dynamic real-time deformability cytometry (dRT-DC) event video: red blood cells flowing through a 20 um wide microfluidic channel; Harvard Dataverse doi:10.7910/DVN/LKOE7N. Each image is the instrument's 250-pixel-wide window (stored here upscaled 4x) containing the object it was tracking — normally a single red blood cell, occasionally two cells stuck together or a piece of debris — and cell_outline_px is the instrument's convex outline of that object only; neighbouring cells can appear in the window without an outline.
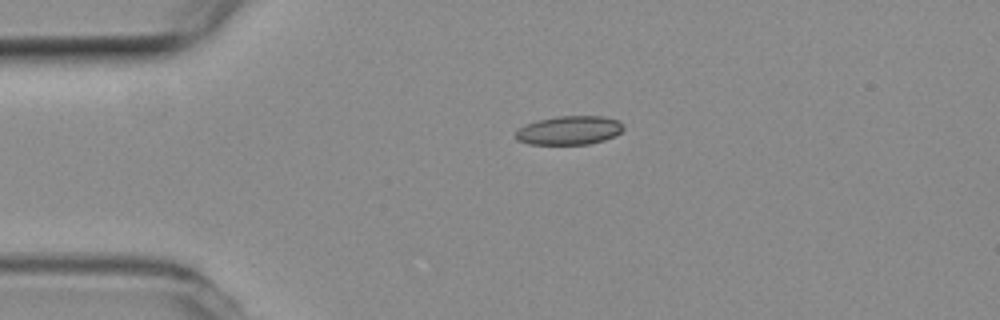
{"species": "common noctule bat (a hibernating species)", "species_latin": "Nyctalus noctula", "temperature_condition": "room temperature", "stored_images_in_passage": 39, "camera_frame_rate_fps": 3000, "um_per_image_px": 0.085, "animal": {"sex": "female", "body_mass_g": 19.3, "forearm_length_mm": 54.1}, "frame": {"image": 1, "passage_image": 1, "time_ms": 0.0, "image_size_px": [1000, 320], "cell_outline_px": [[624, 128], [616, 136], [604, 140], [588, 144], [528, 144], [516, 140], [512, 136], [524, 124], [536, 120], [556, 116], [604, 116], [620, 120]], "centroid_in_image_um": [48.36, 11.07], "position_along_channel_um": 36.6, "area_um2": 18.38}}
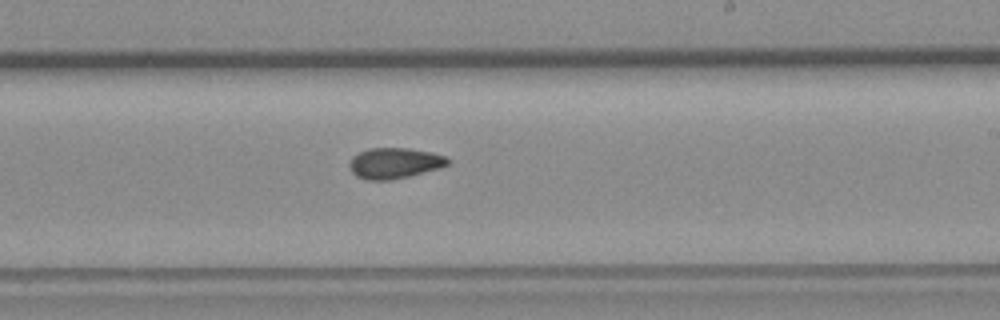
{"frame": {"image": 2, "passage_image": 21, "time_ms": 6.667, "image_size_px": [1000, 320], "cell_outline_px": [[452, 160], [448, 164], [440, 168], [408, 176], [388, 180], [368, 180], [356, 176], [352, 172], [348, 164], [352, 156], [368, 148], [408, 148], [432, 152], [448, 156]], "centroid_in_image_um": [33.55, 13.85], "position_along_channel_um": 255.4, "area_um2": 17.74}}
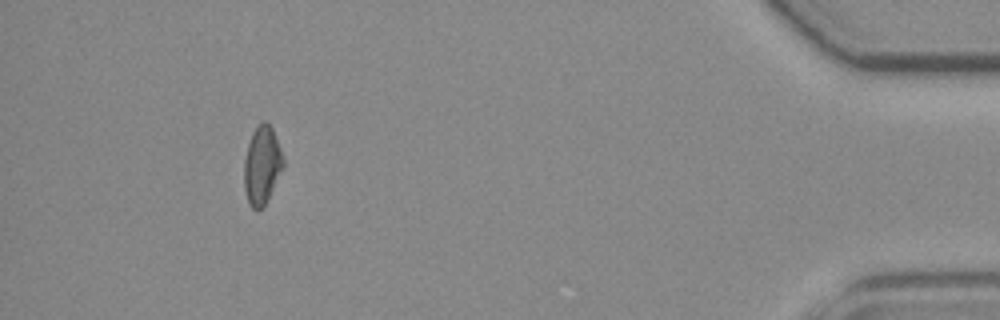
{"frame": {"image": 3, "passage_image": 39, "time_ms": 12.667, "image_size_px": [1000, 320], "cell_outline_px": [[284, 164], [264, 204], [260, 208], [252, 208], [248, 200], [244, 188], [244, 160], [248, 144], [252, 132], [256, 124], [264, 120], [272, 128], [280, 148], [284, 160]], "centroid_in_image_um": [22.24, 13.97], "position_along_channel_um": 413.0, "area_um2": 17.34}, "authors_computed_cell_mechanics": {"area_um2": 17.4556, "velocity_mm_per_s": 3.7725, "shape_relaxation_time_tau1_ms": null, "shape_relaxation_time_tau2_ms": 4.8863, "deformation_change_tau1": null, "deformation_change_tau2": 0.0978}}